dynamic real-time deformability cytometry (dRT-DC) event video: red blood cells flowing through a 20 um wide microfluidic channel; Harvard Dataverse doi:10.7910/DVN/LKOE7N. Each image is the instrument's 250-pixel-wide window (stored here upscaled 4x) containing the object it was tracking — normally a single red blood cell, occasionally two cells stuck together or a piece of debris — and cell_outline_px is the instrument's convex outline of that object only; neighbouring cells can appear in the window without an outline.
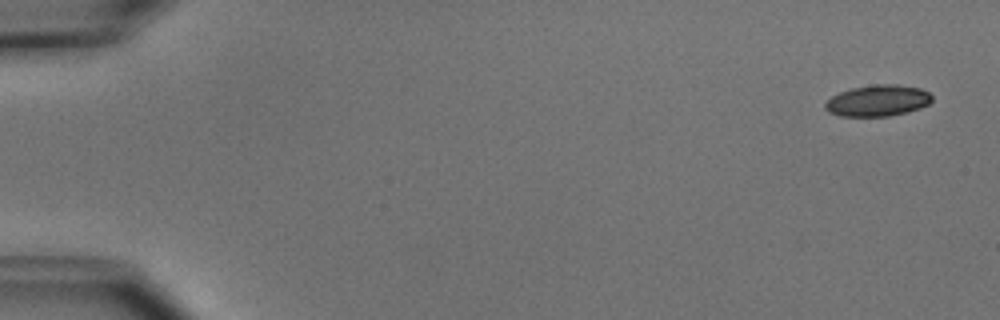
{"species": "common noctule bat (a hibernating species)", "species_latin": "Nyctalus noctula", "temperature_condition": "cold", "stored_images_in_passage": 6, "segment_of_instrument_passage": [1, 2], "camera_frame_rate_fps": 3000, "um_per_image_px": 0.085, "animal": {"sex": "male", "body_mass_g": 15.6}, "frame": {"image": 1, "passage_image": 1, "time_ms": 0.0, "image_size_px": [1000, 320], "cell_outline_px": [[932, 100], [928, 104], [920, 108], [908, 112], [888, 116], [840, 116], [828, 112], [824, 108], [824, 104], [832, 96], [840, 92], [852, 88], [876, 84], [896, 84], [920, 88], [928, 92], [932, 96]], "centroid_in_image_um": [74.61, 8.55], "position_along_channel_um": 10.4, "area_um2": 19.48}}
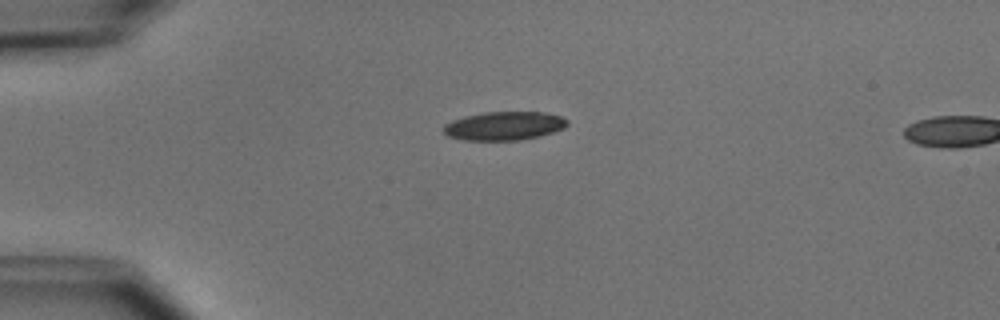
{"frame": {"image": 2, "passage_image": 4, "time_ms": 3.667, "image_size_px": [1000, 320], "cell_outline_px": [[568, 124], [564, 128], [552, 132], [520, 140], [464, 140], [448, 136], [444, 132], [444, 124], [452, 120], [464, 116], [484, 112], [544, 112], [560, 116], [568, 120]], "centroid_in_image_um": [42.84, 10.69], "position_along_channel_um": 42.2, "area_um2": 20.52}}